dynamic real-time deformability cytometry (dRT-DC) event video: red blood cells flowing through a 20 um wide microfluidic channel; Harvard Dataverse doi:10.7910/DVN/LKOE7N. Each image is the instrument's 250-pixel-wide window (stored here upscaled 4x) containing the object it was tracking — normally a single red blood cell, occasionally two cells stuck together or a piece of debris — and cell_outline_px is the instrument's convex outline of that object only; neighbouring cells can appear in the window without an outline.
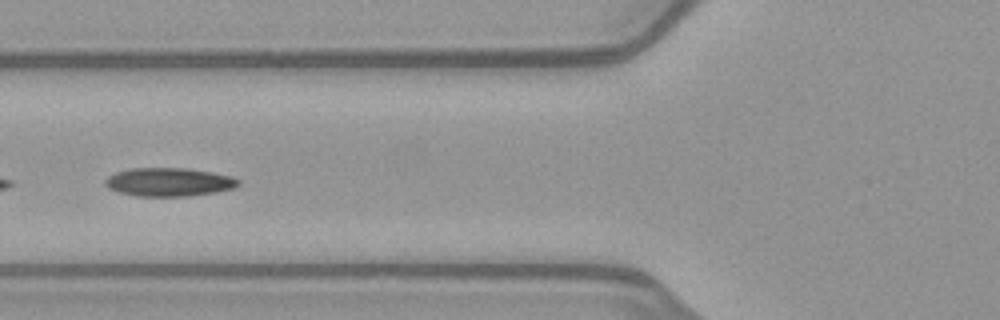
{"species": "common noctule bat (a hibernating species)", "species_latin": "Nyctalus noctula", "temperature_condition": "warm", "stored_images_in_passage": 20, "camera_frame_rate_fps": 3000, "um_per_image_px": 0.085, "animal": {"sex": "female", "body_mass_g": 21.9}, "frame": {"image": 1, "passage_image": 12, "time_ms": 3.667, "image_size_px": [1000, 320], "cell_outline_px": [[240, 184], [236, 188], [216, 192], [188, 196], [136, 196], [120, 192], [108, 188], [104, 184], [104, 180], [108, 176], [116, 172], [132, 168], [188, 168], [212, 172], [232, 176], [240, 180]], "centroid_in_image_um": [14.39, 15.47], "position_along_channel_um": 111.4, "area_um2": 22.25}}
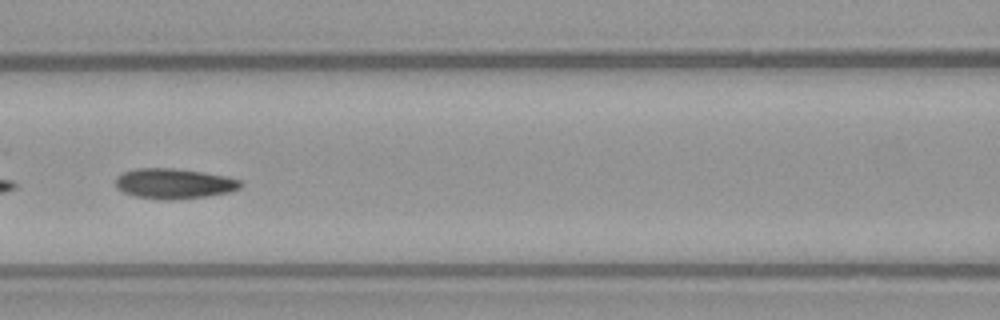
{"frame": {"image": 2, "passage_image": 15, "time_ms": 4.667, "image_size_px": [1000, 320], "cell_outline_px": [[244, 184], [240, 188], [228, 192], [204, 196], [136, 196], [124, 192], [116, 188], [116, 176], [124, 172], [136, 168], [176, 168], [204, 172], [228, 176], [240, 180]], "centroid_in_image_um": [14.82, 15.53], "position_along_channel_um": 151.8, "area_um2": 20.98}}